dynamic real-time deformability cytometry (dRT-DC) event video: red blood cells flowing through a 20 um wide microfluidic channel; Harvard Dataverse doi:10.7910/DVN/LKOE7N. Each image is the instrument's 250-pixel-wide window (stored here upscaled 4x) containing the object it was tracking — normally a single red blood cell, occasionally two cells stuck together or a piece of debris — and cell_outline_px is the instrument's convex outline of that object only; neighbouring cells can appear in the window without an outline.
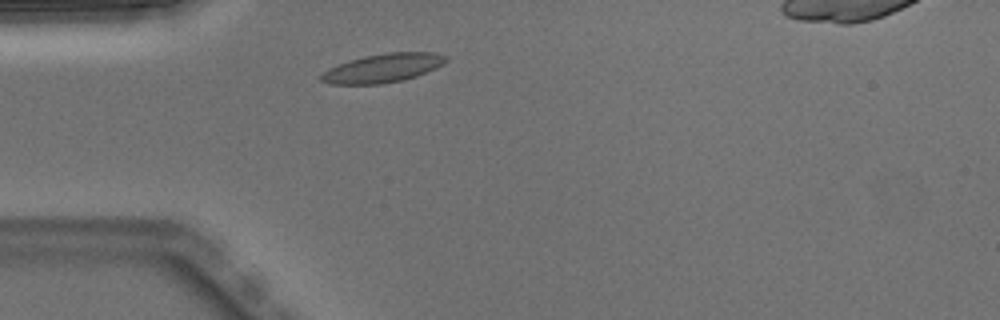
{"species": "Egyptian fruit bat (a non-hibernating species)", "species_latin": "Rousettus aegyptiacus", "temperature_condition": "warm", "stored_images_in_passage": 1, "camera_frame_rate_fps": 3000, "um_per_image_px": 0.085, "animal": {"sex": "male"}, "frame": {"image": 1, "passage_image": 1, "time_ms": 0.0, "image_size_px": [1000, 320], "cell_outline_px": [[448, 60], [444, 64], [436, 68], [416, 76], [400, 80], [380, 84], [328, 84], [320, 80], [320, 76], [328, 68], [348, 60], [364, 56], [388, 52], [436, 52], [448, 56]], "centroid_in_image_um": [32.56, 5.77], "position_along_channel_um": 52.4, "area_um2": 20.98}}